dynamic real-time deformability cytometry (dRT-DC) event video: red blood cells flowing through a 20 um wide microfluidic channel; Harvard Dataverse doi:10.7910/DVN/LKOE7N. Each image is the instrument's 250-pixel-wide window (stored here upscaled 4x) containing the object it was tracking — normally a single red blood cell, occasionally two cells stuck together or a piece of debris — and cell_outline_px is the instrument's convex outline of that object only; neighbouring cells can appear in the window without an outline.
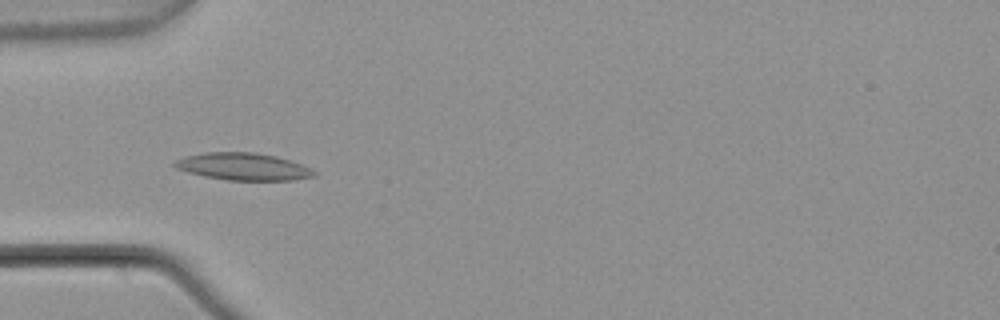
{"species": "common noctule bat (a hibernating species)", "species_latin": "Nyctalus noctula", "temperature_condition": "warm", "stored_images_in_passage": 5, "camera_frame_rate_fps": 3000, "um_per_image_px": 0.085, "animal": {"sex": "male", "body_mass_g": 21.5, "forearm_length_mm": 52.0}, "frame": {"image": 1, "passage_image": 4, "time_ms": 1.0, "image_size_px": [1000, 320], "cell_outline_px": [[316, 176], [292, 180], [228, 180], [204, 176], [188, 172], [176, 168], [172, 164], [176, 160], [188, 156], [208, 152], [252, 152], [272, 156], [288, 160], [300, 164], [316, 172]], "centroid_in_image_um": [20.65, 14.17], "position_along_channel_um": 64.3, "area_um2": 21.68}}
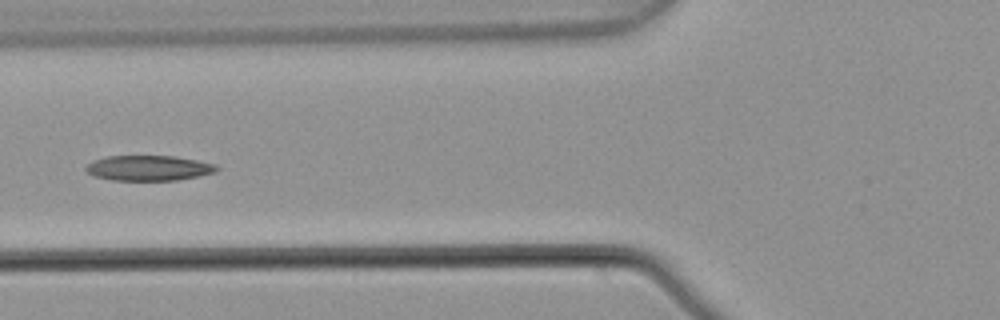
{"frame": {"image": 2, "passage_image": 5, "time_ms": 1.333, "image_size_px": [1000, 320], "cell_outline_px": [[220, 168], [216, 172], [176, 180], [112, 180], [96, 176], [88, 172], [84, 168], [92, 160], [108, 156], [176, 156], [216, 164]], "centroid_in_image_um": [12.65, 14.27], "position_along_channel_um": 113.2, "area_um2": 19.13}}